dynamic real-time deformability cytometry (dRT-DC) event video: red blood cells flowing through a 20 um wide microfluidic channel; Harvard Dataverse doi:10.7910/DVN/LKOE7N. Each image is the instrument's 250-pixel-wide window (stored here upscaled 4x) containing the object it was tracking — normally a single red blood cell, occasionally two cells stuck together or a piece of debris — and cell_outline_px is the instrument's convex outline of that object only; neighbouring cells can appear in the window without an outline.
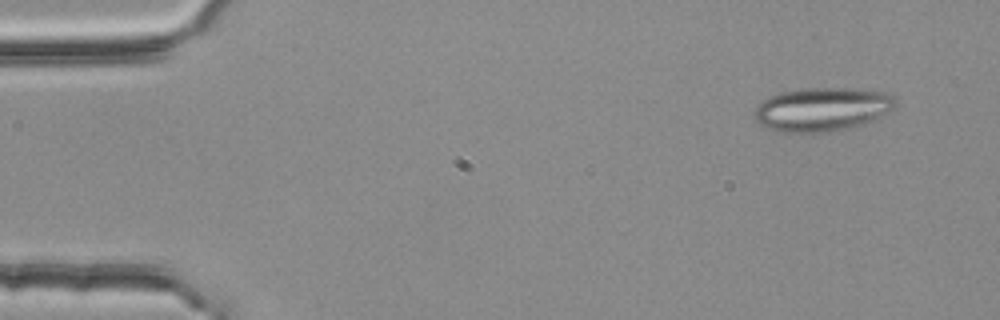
{"species": "common noctule bat (a hibernating species)", "species_latin": "Nyctalus noctula", "temperature_condition": "room temperature", "stored_images_in_passage": 51, "camera_frame_rate_fps": 3000, "um_per_image_px": 0.085, "animal": {"sex": "female", "body_mass_g": 25.1}, "frame": {"image": 1, "passage_image": 1, "time_ms": 0.0, "image_size_px": [1000, 320], "cell_outline_px": [[896, 104], [888, 112], [872, 120], [860, 124], [828, 132], [784, 132], [768, 128], [760, 124], [752, 116], [756, 108], [768, 96], [780, 92], [804, 88], [856, 88], [884, 92], [892, 96], [896, 100]], "centroid_in_image_um": [69.85, 9.27], "position_along_channel_um": 15.1, "area_um2": 35.66}}
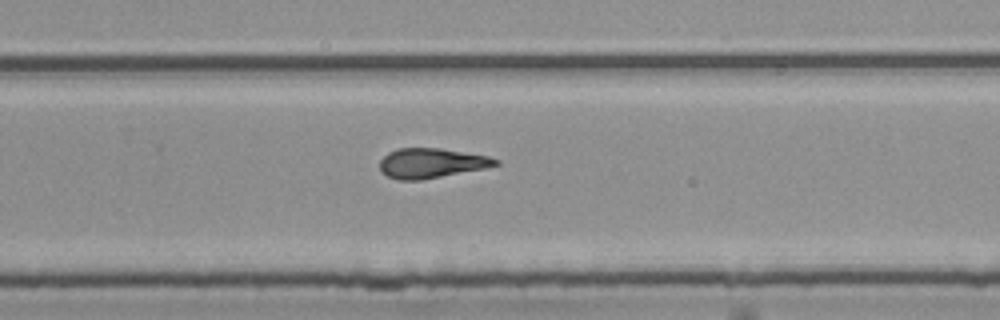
{"frame": {"image": 2, "passage_image": 32, "time_ms": 10.333, "image_size_px": [1000, 320], "cell_outline_px": [[500, 164], [484, 168], [420, 180], [400, 180], [388, 176], [380, 168], [380, 160], [388, 152], [400, 148], [440, 148], [488, 156], [500, 160]], "centroid_in_image_um": [36.67, 13.86], "position_along_channel_um": 293.1, "area_um2": 19.83}}
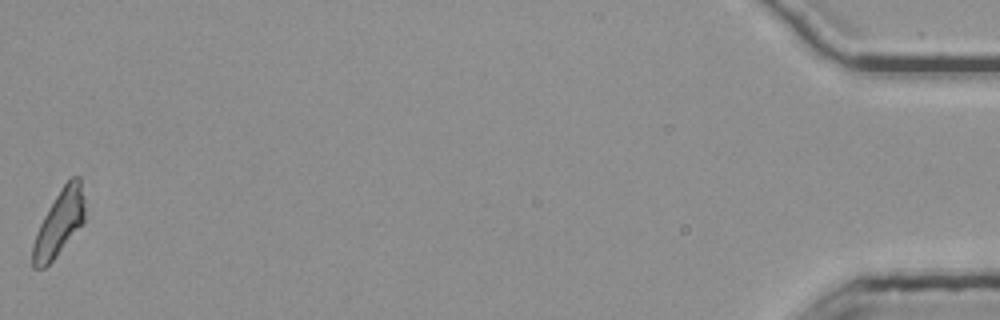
{"frame": {"image": 3, "passage_image": 51, "time_ms": 16.667, "image_size_px": [1000, 320], "cell_outline_px": [[84, 224], [56, 256], [44, 268], [32, 268], [32, 244], [36, 232], [44, 216], [56, 196], [64, 184], [72, 176], [80, 176], [84, 196]], "centroid_in_image_um": [5.04, 18.97], "position_along_channel_um": 430.2, "area_um2": 19.88}, "authors_computed_cell_mechanics": {"area_um2": 20.519, "velocity_mm_per_s": 3.7642, "shape_relaxation_time_tau1_ms": null, "shape_relaxation_time_tau2_ms": 3.7668, "deformation_change_tau1": null, "deformation_change_tau2": 0.1496}}